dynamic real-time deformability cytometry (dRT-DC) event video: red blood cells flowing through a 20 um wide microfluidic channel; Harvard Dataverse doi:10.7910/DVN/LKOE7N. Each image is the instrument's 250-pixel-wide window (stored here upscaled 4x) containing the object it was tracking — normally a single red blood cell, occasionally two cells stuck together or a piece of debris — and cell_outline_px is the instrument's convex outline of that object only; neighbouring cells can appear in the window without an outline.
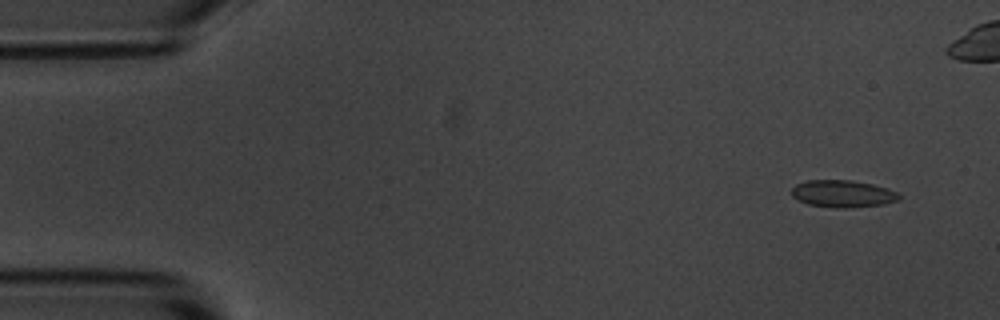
{"species": "common noctule bat (a hibernating species)", "species_latin": "Nyctalus noctula", "temperature_condition": "room temperature", "stored_images_in_passage": 4, "camera_frame_rate_fps": 3000, "um_per_image_px": 0.085, "animal": {"sex": "male", "body_mass_g": 20.1, "forearm_length_mm": 53.5}, "frame": {"image": 1, "passage_image": 1, "time_ms": 0.0, "image_size_px": [1000, 320], "cell_outline_px": [[900, 200], [884, 204], [848, 208], [836, 208], [808, 204], [792, 196], [792, 188], [796, 184], [808, 180], [852, 180], [872, 184], [896, 192], [900, 196]], "centroid_in_image_um": [71.63, 16.47], "position_along_channel_um": 13.4, "area_um2": 16.88}}